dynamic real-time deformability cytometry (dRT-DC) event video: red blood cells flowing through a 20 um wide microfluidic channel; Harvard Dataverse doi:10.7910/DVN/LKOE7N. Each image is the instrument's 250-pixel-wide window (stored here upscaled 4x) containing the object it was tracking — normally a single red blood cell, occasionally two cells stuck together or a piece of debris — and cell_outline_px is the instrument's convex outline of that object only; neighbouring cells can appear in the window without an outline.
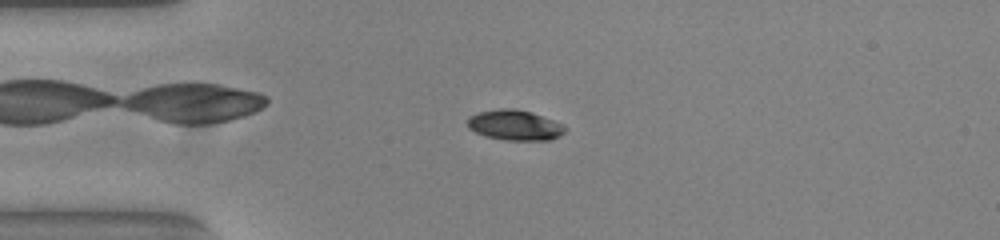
{"species": "common noctule bat (a hibernating species)", "species_latin": "Nyctalus noctula", "temperature_condition": "warm", "stored_images_in_passage": 53, "camera_frame_rate_fps": 3000, "um_per_image_px": 0.085, "animal": {"sex": "female", "body_mass_g": 23.0, "forearm_length_mm": 53.4}, "frame": {"image": 1, "passage_image": 13, "time_ms": 4.0, "image_size_px": [1000, 240], "cell_outline_px": [[568, 128], [560, 136], [548, 140], [508, 140], [488, 136], [476, 132], [468, 128], [468, 120], [472, 116], [480, 112], [500, 108], [512, 108], [532, 112], [564, 124]], "centroid_in_image_um": [43.82, 10.63], "position_along_channel_um": 41.2, "area_um2": 17.05}}
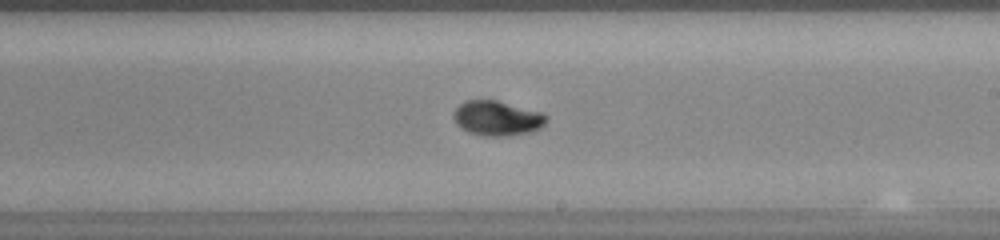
{"frame": {"image": 2, "passage_image": 31, "time_ms": 10.0, "image_size_px": [1000, 240], "cell_outline_px": [[548, 116], [544, 124], [540, 128], [528, 132], [508, 136], [484, 136], [468, 132], [460, 128], [456, 124], [452, 116], [456, 108], [464, 100], [496, 100], [544, 112]], "centroid_in_image_um": [42.25, 10.04], "position_along_channel_um": 246.8, "area_um2": 19.02}}
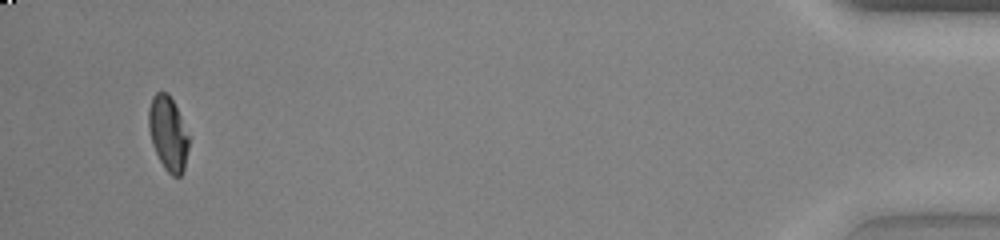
{"frame": {"image": 3, "passage_image": 51, "time_ms": 16.667, "image_size_px": [1000, 240], "cell_outline_px": [[188, 148], [184, 172], [180, 176], [172, 176], [164, 168], [152, 144], [148, 128], [148, 108], [152, 96], [156, 92], [168, 92], [180, 116], [188, 136]], "centroid_in_image_um": [14.26, 11.35], "position_along_channel_um": 420.9, "area_um2": 17.28}, "authors_computed_cell_mechanics": {"area_um2": 17.5712, "velocity_mm_per_s": 3.8421, "shape_relaxation_time_tau1_ms": 3.1445, "shape_relaxation_time_tau2_ms": 1.235, "deformation_change_tau1": 0.1381, "deformation_change_tau2": 0.0229}}